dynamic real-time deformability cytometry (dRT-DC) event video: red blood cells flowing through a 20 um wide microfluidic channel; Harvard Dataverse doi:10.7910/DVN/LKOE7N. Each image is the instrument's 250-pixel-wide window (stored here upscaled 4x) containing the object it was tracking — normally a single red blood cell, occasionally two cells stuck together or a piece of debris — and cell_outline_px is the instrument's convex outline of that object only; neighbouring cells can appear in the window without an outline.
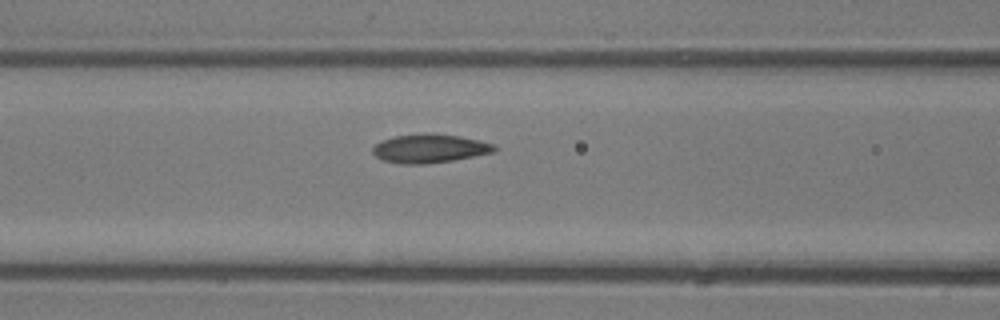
{"species": "common noctule bat (a hibernating species)", "species_latin": "Nyctalus noctula", "temperature_condition": "room temperature", "stored_images_in_passage": 9, "camera_frame_rate_fps": 3000, "um_per_image_px": 0.085, "animal": {"sex": "male", "body_mass_g": 13.3}, "frame": {"image": 1, "passage_image": 8, "time_ms": 2.333, "image_size_px": [1000, 320], "cell_outline_px": [[496, 152], [452, 160], [424, 164], [400, 164], [384, 160], [376, 156], [372, 152], [372, 148], [380, 140], [392, 136], [424, 132], [432, 132], [460, 136], [480, 140], [496, 144]], "centroid_in_image_um": [36.52, 12.59], "position_along_channel_um": 130.1, "area_um2": 20.75}}